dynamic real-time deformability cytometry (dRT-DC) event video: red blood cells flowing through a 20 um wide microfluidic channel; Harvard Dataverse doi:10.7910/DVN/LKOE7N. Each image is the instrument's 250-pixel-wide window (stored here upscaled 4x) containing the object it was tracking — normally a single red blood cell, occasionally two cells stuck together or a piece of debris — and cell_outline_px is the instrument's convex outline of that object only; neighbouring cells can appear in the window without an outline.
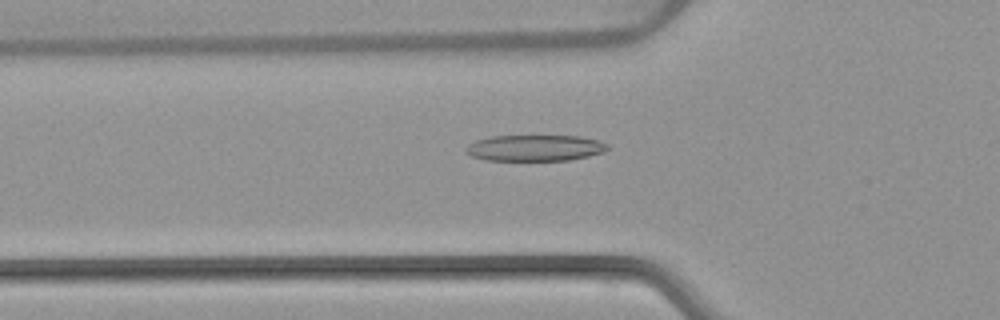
{"species": "common noctule bat (a hibernating species)", "species_latin": "Nyctalus noctula", "temperature_condition": "warm", "stored_images_in_passage": 48, "camera_frame_rate_fps": 3000, "um_per_image_px": 0.085, "animal": {"sex": "female", "body_mass_g": 22.7, "forearm_length_mm": 54.2}, "frame": {"image": 1, "passage_image": 18, "time_ms": 5.667, "image_size_px": [1000, 320], "cell_outline_px": [[608, 148], [604, 152], [588, 156], [568, 160], [488, 160], [472, 156], [464, 152], [464, 148], [468, 144], [476, 140], [492, 136], [580, 136], [600, 140], [608, 144]], "centroid_in_image_um": [45.47, 12.57], "position_along_channel_um": 80.3, "area_um2": 21.62}}
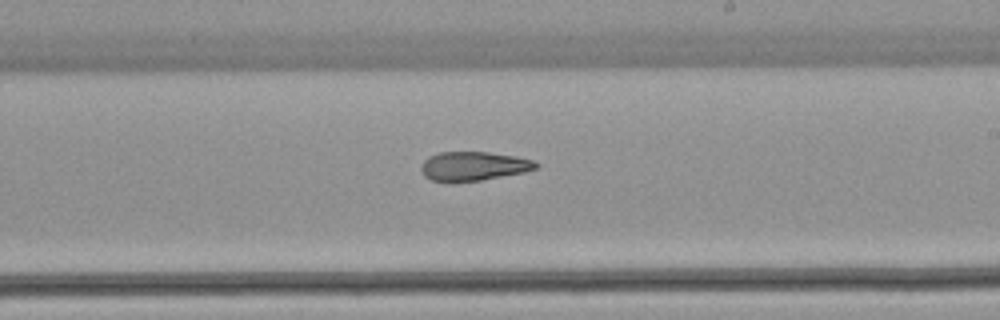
{"frame": {"image": 2, "passage_image": 31, "time_ms": 10.0, "image_size_px": [1000, 320], "cell_outline_px": [[540, 164], [536, 168], [524, 172], [480, 180], [432, 180], [424, 176], [420, 168], [424, 160], [428, 156], [440, 152], [488, 152], [516, 156], [532, 160]], "centroid_in_image_um": [40.26, 14.09], "position_along_channel_um": 248.7, "area_um2": 19.02}}
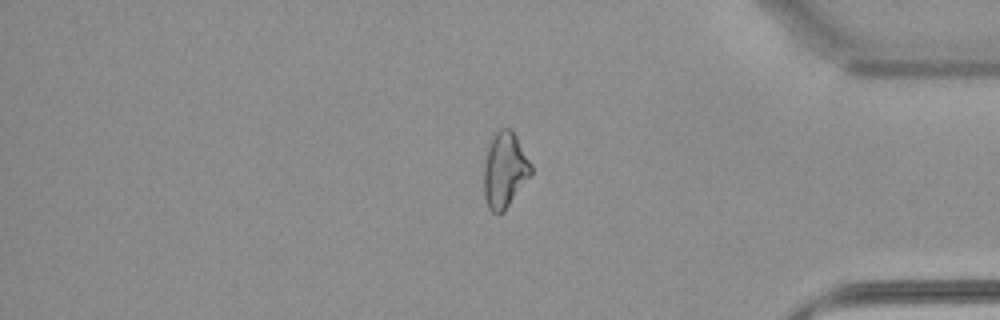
{"frame": {"image": 3, "passage_image": 44, "time_ms": 14.333, "image_size_px": [1000, 320], "cell_outline_px": [[532, 172], [504, 212], [492, 212], [488, 208], [484, 196], [484, 168], [488, 148], [496, 132], [500, 128], [508, 128], [516, 136], [532, 164]], "centroid_in_image_um": [42.9, 14.47], "position_along_channel_um": 392.3, "area_um2": 20.35}}